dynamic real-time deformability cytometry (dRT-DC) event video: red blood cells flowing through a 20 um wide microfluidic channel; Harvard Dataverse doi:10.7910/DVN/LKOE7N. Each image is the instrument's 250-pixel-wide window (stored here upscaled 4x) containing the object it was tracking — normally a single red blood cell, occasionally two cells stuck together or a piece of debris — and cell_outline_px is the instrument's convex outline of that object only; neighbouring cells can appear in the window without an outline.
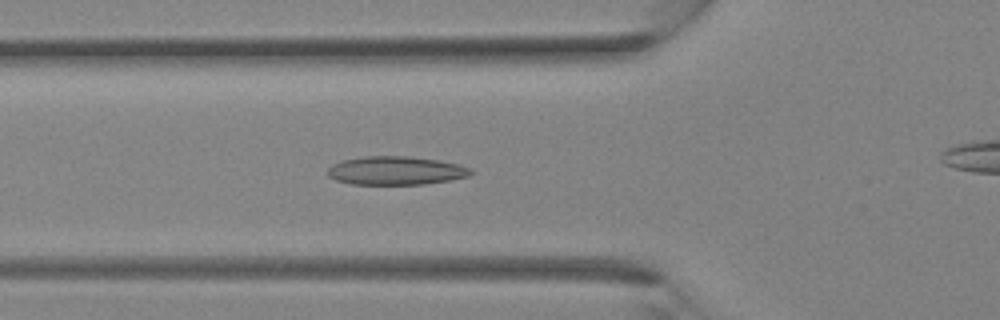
{"species": "Egyptian fruit bat (a non-hibernating species)", "species_latin": "Rousettus aegyptiacus", "temperature_condition": "room temperature", "stored_images_in_passage": 28, "camera_frame_rate_fps": 3000, "um_per_image_px": 0.085, "animal": {"sex": "female"}, "frame": {"image": 1, "passage_image": 7, "time_ms": 2.0, "image_size_px": [1000, 320], "cell_outline_px": [[472, 172], [468, 176], [448, 180], [424, 184], [352, 184], [336, 180], [328, 176], [328, 168], [332, 164], [340, 160], [364, 156], [408, 156], [436, 160], [460, 164], [472, 168]], "centroid_in_image_um": [33.62, 14.49], "position_along_channel_um": 92.2, "area_um2": 23.76}}
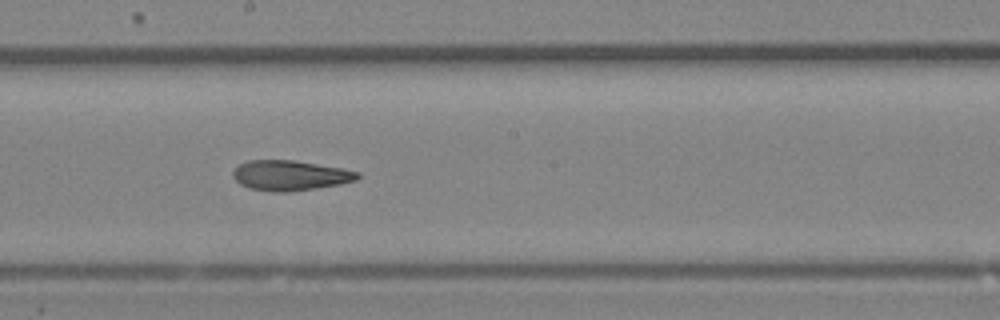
{"frame": {"image": 2, "passage_image": 14, "time_ms": 4.333, "image_size_px": [1000, 320], "cell_outline_px": [[360, 176], [356, 180], [340, 184], [284, 192], [272, 192], [248, 188], [240, 184], [232, 176], [232, 172], [240, 164], [248, 160], [292, 160], [340, 168], [360, 172]], "centroid_in_image_um": [24.62, 14.91], "position_along_channel_um": 223.6, "area_um2": 21.62}}
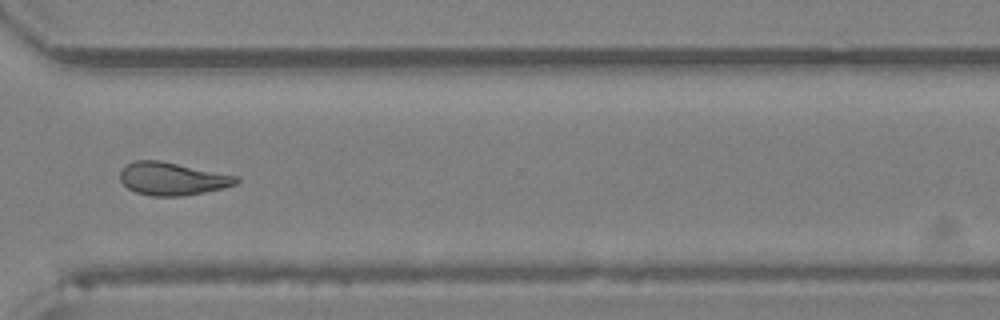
{"frame": {"image": 3, "passage_image": 21, "time_ms": 6.667, "image_size_px": [1000, 320], "cell_outline_px": [[240, 180], [236, 184], [224, 188], [204, 192], [180, 196], [152, 196], [136, 192], [128, 188], [120, 180], [120, 172], [128, 164], [136, 160], [160, 160], [240, 176]], "centroid_in_image_um": [14.69, 15.19], "position_along_channel_um": 355.9, "area_um2": 22.25}}